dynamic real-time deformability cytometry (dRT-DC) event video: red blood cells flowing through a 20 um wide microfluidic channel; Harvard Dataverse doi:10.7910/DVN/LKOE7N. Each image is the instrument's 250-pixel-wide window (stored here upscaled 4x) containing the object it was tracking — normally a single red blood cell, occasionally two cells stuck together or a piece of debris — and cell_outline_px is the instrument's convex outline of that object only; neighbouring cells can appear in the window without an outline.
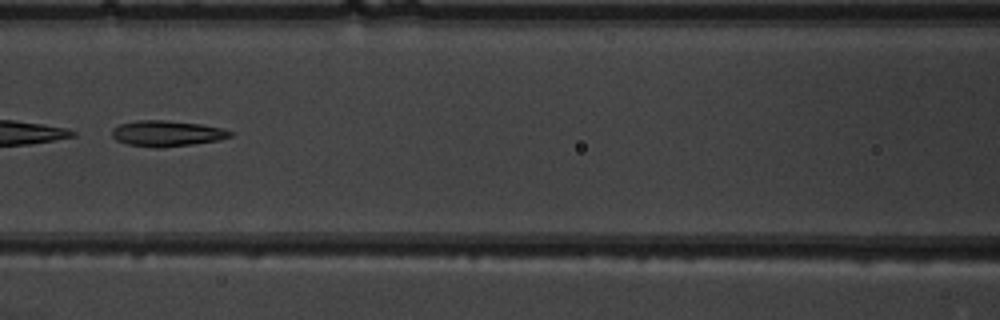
{"species": "common noctule bat (a hibernating species)", "species_latin": "Nyctalus noctula", "temperature_condition": "warm", "stored_images_in_passage": 5, "camera_frame_rate_fps": 3000, "um_per_image_px": 0.085, "animal": {"sex": "male", "body_mass_g": 19.5, "forearm_length_mm": 54.6}, "frame": {"image": 1, "passage_image": 5, "time_ms": 4.667, "image_size_px": [1000, 320], "cell_outline_px": [[232, 136], [216, 140], [192, 144], [160, 148], [156, 148], [128, 144], [116, 140], [112, 136], [112, 128], [120, 124], [136, 120], [164, 120], [200, 124], [220, 128], [232, 132]], "centroid_in_image_um": [14.13, 11.34], "position_along_channel_um": 152.5, "area_um2": 17.57}}